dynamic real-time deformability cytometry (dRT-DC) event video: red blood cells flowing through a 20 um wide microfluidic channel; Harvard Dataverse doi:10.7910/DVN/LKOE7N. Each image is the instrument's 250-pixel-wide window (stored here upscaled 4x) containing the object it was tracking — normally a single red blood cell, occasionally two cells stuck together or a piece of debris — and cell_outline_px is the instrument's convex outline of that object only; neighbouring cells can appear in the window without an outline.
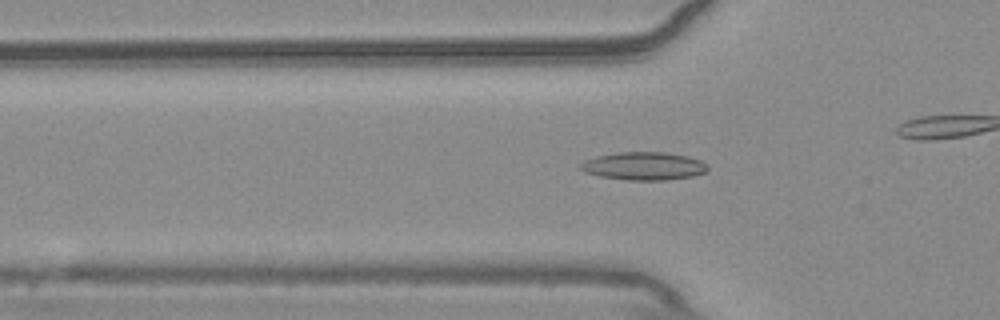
{"species": "common noctule bat (a hibernating species)", "species_latin": "Nyctalus noctula", "temperature_condition": "warm", "stored_images_in_passage": 43, "camera_frame_rate_fps": 3000, "um_per_image_px": 0.085, "animal": {"sex": "male", "body_mass_g": 20.4}, "frame": {"image": 1, "passage_image": 18, "time_ms": 5.667, "image_size_px": [1000, 320], "cell_outline_px": [[708, 168], [704, 172], [692, 176], [668, 180], [628, 180], [600, 176], [584, 172], [580, 168], [580, 164], [584, 160], [596, 156], [620, 152], [664, 152], [688, 156], [700, 160], [708, 164]], "centroid_in_image_um": [54.72, 14.11], "position_along_channel_um": 71.1, "area_um2": 20.75}}
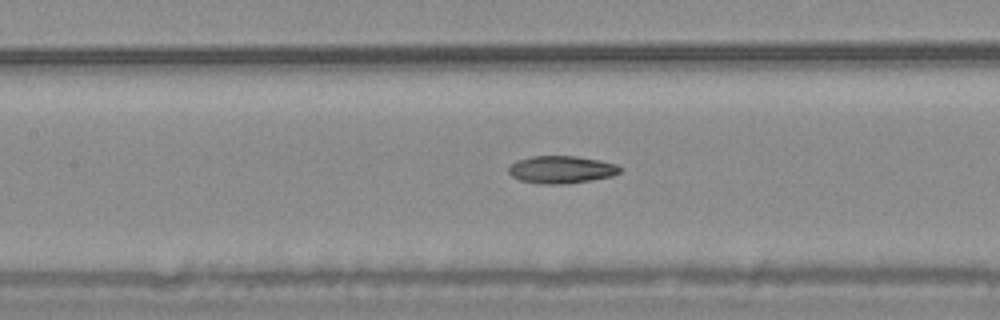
{"frame": {"image": 2, "passage_image": 25, "time_ms": 8.0, "image_size_px": [1000, 320], "cell_outline_px": [[620, 172], [612, 176], [592, 180], [564, 184], [540, 184], [520, 180], [512, 176], [508, 172], [508, 168], [516, 160], [532, 156], [576, 156], [600, 160], [616, 164], [620, 168]], "centroid_in_image_um": [47.7, 14.41], "position_along_channel_um": 159.7, "area_um2": 17.86}}
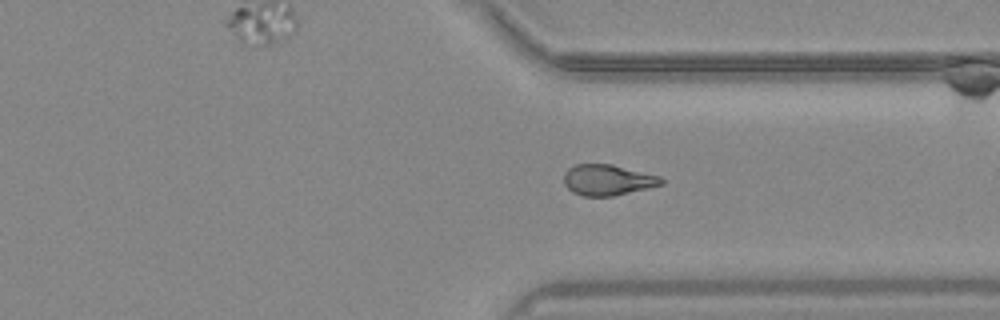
{"frame": {"image": 3, "passage_image": 41, "time_ms": 13.333, "image_size_px": [1000, 320], "cell_outline_px": [[664, 184], [648, 188], [612, 196], [584, 196], [572, 192], [564, 184], [564, 172], [568, 168], [576, 164], [612, 164], [660, 176], [664, 180]], "centroid_in_image_um": [51.64, 15.29], "position_along_channel_um": 359.8, "area_um2": 17.51}}